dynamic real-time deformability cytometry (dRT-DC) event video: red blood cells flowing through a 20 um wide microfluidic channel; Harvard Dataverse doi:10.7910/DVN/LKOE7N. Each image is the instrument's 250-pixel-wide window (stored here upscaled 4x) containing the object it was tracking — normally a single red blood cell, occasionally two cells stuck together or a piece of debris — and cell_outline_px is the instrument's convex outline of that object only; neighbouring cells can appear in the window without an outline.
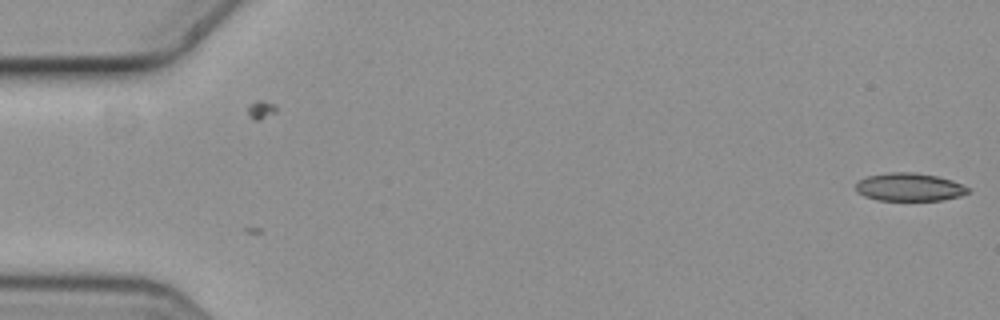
{"species": "common noctule bat (a hibernating species)", "species_latin": "Nyctalus noctula", "temperature_condition": "cold", "stored_images_in_passage": 6, "camera_frame_rate_fps": 3000, "um_per_image_px": 0.085, "animal": {"sex": "female", "body_mass_g": 19.3, "forearm_length_mm": 54.1}, "frame": {"image": 1, "passage_image": 1, "time_ms": 0.0, "image_size_px": [1000, 320], "cell_outline_px": [[968, 192], [960, 196], [940, 200], [876, 200], [864, 196], [856, 192], [856, 184], [860, 180], [868, 176], [888, 172], [912, 172], [936, 176], [952, 180], [968, 188]], "centroid_in_image_um": [77.25, 15.9], "position_along_channel_um": 7.7, "area_um2": 18.15}}